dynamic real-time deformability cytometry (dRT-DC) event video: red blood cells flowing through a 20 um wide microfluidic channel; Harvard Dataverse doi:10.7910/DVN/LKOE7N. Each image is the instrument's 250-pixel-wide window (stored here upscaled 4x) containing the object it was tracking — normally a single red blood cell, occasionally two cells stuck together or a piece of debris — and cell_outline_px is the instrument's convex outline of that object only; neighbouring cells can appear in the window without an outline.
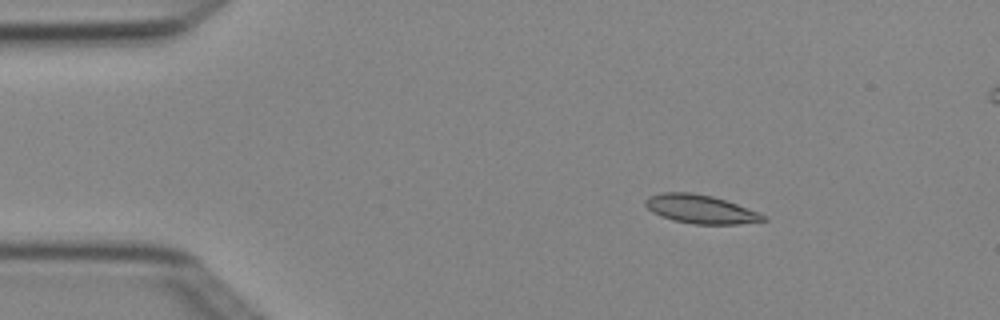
{"species": "Egyptian fruit bat (a non-hibernating species)", "species_latin": "Rousettus aegyptiacus", "temperature_condition": "cold", "stored_images_in_passage": 5, "camera_frame_rate_fps": 3000, "um_per_image_px": 0.085, "animal": {"sex": "female"}, "frame": {"image": 1, "passage_image": 3, "time_ms": 0.667, "image_size_px": [1000, 320], "cell_outline_px": [[768, 220], [740, 224], [692, 224], [672, 220], [660, 216], [652, 212], [644, 204], [644, 200], [648, 196], [660, 192], [692, 192], [712, 196], [736, 204], [768, 216]], "centroid_in_image_um": [59.51, 17.78], "position_along_channel_um": 25.5, "area_um2": 19.77}}